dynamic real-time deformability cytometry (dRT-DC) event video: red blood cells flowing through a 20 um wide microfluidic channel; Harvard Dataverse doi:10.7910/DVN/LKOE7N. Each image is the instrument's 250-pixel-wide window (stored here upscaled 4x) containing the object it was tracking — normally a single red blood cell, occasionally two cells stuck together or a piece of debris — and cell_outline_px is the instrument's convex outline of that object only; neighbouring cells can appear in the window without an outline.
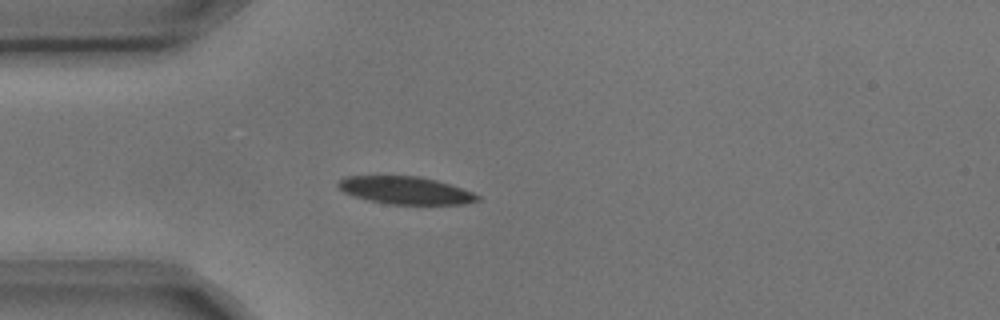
{"species": "common noctule bat (a hibernating species)", "species_latin": "Nyctalus noctula", "temperature_condition": "cold", "stored_images_in_passage": 1, "camera_frame_rate_fps": 3000, "um_per_image_px": 0.085, "animal": {"sex": "male", "body_mass_g": 17.9, "forearm_length_mm": 54.2}, "frame": {"image": 1, "passage_image": 1, "time_ms": 0.0, "image_size_px": [1000, 320], "cell_outline_px": [[480, 200], [464, 204], [388, 204], [368, 200], [352, 196], [344, 192], [336, 184], [344, 176], [420, 176], [436, 180], [472, 192], [480, 196]], "centroid_in_image_um": [34.44, 16.18], "position_along_channel_um": 50.6, "area_um2": 22.31}}